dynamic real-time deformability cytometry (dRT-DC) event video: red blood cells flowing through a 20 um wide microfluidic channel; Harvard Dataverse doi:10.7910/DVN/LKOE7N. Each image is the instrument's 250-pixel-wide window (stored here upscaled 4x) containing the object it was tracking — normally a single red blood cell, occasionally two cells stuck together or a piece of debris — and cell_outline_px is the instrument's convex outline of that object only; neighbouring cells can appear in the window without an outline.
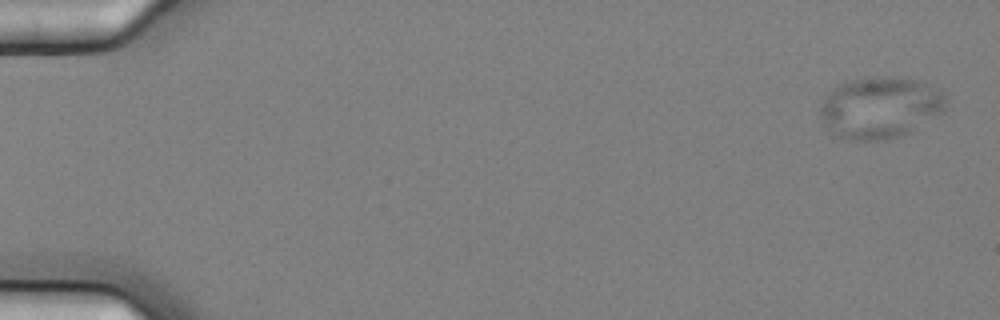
{"species": "common noctule bat (a hibernating species)", "species_latin": "Nyctalus noctula", "temperature_condition": "cold", "stored_images_in_passage": 6, "segment_of_instrument_passage": [2, 2], "camera_frame_rate_fps": 3000, "um_per_image_px": 0.085, "animal": {"sex": "female", "body_mass_g": 25.1}, "frame": {"image": 1, "passage_image": 6, "time_ms": 1.667, "image_size_px": [1000, 320], "cell_outline_px": [[948, 100], [944, 112], [912, 132], [900, 136], [884, 140], [844, 140], [832, 136], [820, 116], [820, 104], [832, 88], [848, 80], [868, 76], [884, 76], [920, 80], [940, 92]], "centroid_in_image_um": [74.79, 9.16], "position_along_channel_um": 10.2, "area_um2": 45.84}}